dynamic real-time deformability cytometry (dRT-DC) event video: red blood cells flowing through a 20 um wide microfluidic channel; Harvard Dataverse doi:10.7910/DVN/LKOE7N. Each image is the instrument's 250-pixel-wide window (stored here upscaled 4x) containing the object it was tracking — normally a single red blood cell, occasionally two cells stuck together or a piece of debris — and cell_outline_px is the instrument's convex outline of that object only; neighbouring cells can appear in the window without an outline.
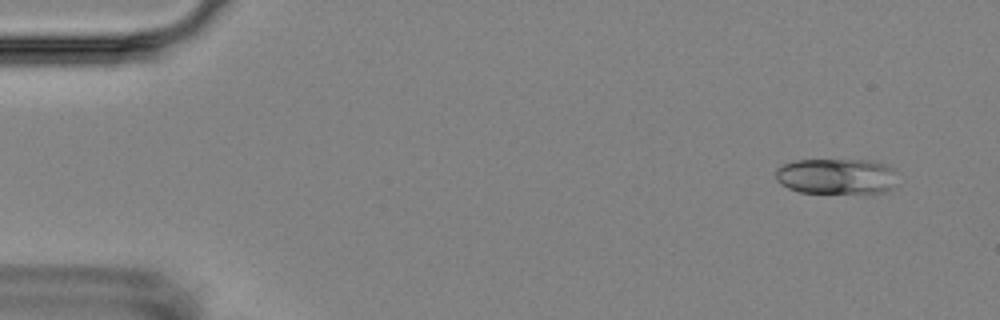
{"species": "Egyptian fruit bat (a non-hibernating species)", "species_latin": "Rousettus aegyptiacus", "temperature_condition": "room temperature", "stored_images_in_passage": 4, "camera_frame_rate_fps": 3000, "um_per_image_px": 0.085, "animal": {"sex": "female"}, "frame": {"image": 1, "passage_image": 1, "time_ms": 0.0, "image_size_px": [1000, 320], "cell_outline_px": [[896, 184], [892, 188], [884, 192], [800, 192], [788, 188], [776, 180], [776, 168], [784, 164], [796, 160], [872, 160], [884, 164], [892, 168]], "centroid_in_image_um": [71.08, 14.97], "position_along_channel_um": 13.9, "area_um2": 25.09}}